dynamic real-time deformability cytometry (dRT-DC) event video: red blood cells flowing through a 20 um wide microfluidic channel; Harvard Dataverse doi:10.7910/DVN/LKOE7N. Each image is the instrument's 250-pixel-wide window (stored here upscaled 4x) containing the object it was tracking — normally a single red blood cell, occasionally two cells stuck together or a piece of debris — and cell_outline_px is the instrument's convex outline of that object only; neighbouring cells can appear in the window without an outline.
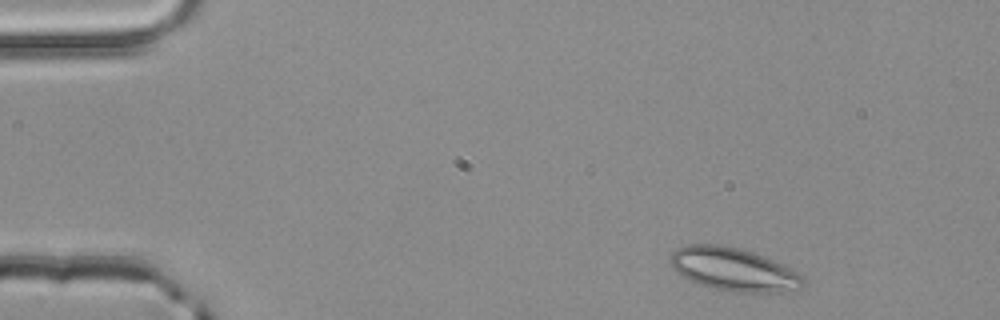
{"species": "common noctule bat (a hibernating species)", "species_latin": "Nyctalus noctula", "temperature_condition": "room temperature", "stored_images_in_passage": 48, "camera_frame_rate_fps": 3000, "um_per_image_px": 0.085, "animal": {"sex": "male", "body_mass_g": 20.4}, "frame": {"image": 1, "passage_image": 3, "time_ms": 0.667, "image_size_px": [1000, 320], "cell_outline_px": [[804, 284], [800, 288], [780, 292], [736, 292], [716, 288], [700, 284], [676, 272], [672, 268], [668, 260], [668, 256], [676, 248], [688, 244], [720, 244], [740, 248], [764, 256], [800, 272], [804, 276]], "centroid_in_image_um": [62.35, 22.87], "position_along_channel_um": 22.7, "area_um2": 33.47}}
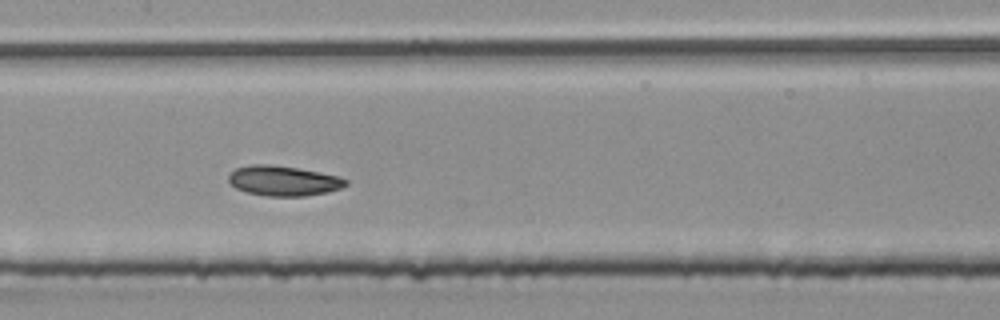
{"frame": {"image": 2, "passage_image": 22, "time_ms": 7.0, "image_size_px": [1000, 320], "cell_outline_px": [[348, 184], [340, 188], [328, 192], [304, 196], [268, 196], [248, 192], [236, 188], [228, 180], [228, 176], [236, 168], [252, 164], [268, 164], [296, 168], [336, 176], [348, 180]], "centroid_in_image_um": [24.08, 15.37], "position_along_channel_um": 183.3, "area_um2": 20.17}}
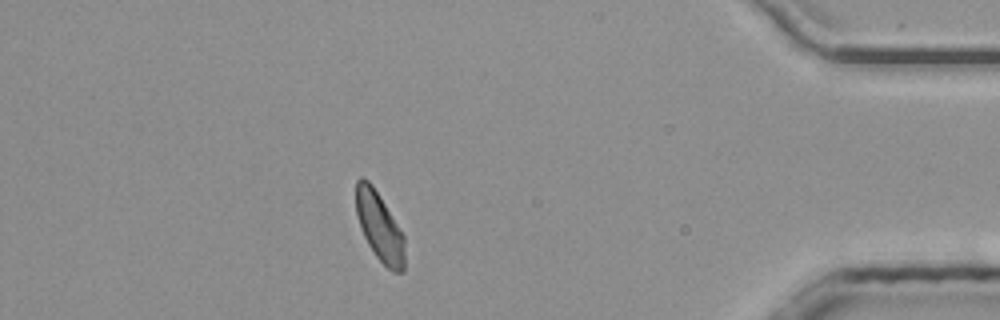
{"frame": {"image": 3, "passage_image": 42, "time_ms": 13.667, "image_size_px": [1000, 320], "cell_outline_px": [[404, 272], [392, 272], [376, 256], [368, 244], [364, 236], [356, 212], [356, 180], [360, 176], [368, 180], [372, 184], [380, 196], [404, 236]], "centroid_in_image_um": [32.25, 19.26], "position_along_channel_um": 402.9, "area_um2": 19.31}, "authors_computed_cell_mechanics": {"area_um2": 20.1433, "velocity_mm_per_s": 3.9908, "shape_relaxation_time_tau1_ms": 3.8603, "shape_relaxation_time_tau2_ms": 5.554, "deformation_change_tau1": 0.0867, "deformation_change_tau2": 0.1041}}